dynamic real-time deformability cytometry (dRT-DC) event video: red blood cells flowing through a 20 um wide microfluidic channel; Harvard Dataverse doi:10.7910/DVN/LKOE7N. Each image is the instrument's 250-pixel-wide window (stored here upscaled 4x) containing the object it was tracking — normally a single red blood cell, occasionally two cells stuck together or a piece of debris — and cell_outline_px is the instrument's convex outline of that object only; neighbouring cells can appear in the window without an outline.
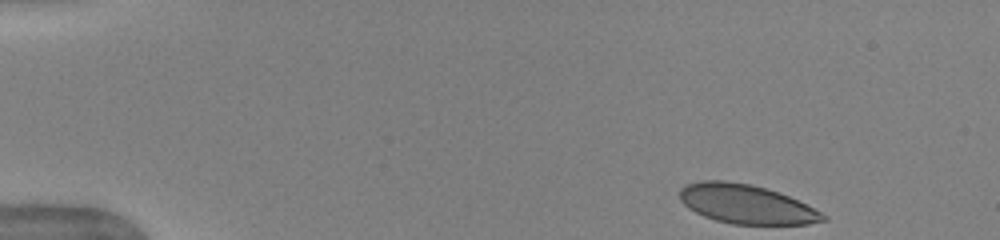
{"species": "human", "species_latin": "Homo sapiens", "temperature_condition": "warm", "stored_images_in_passage": 41, "camera_frame_rate_fps": 3000, "um_per_image_px": 0.085, "donor": {"sex": "female"}, "frame": {"image": 1, "passage_image": 1, "time_ms": 0.0, "image_size_px": [1000, 240], "cell_outline_px": [[828, 220], [808, 224], [732, 224], [716, 220], [704, 216], [688, 208], [680, 200], [680, 188], [688, 184], [700, 180], [724, 180], [752, 184], [788, 196], [828, 216]], "centroid_in_image_um": [63.4, 17.35], "position_along_channel_um": 21.6, "area_um2": 32.43}}
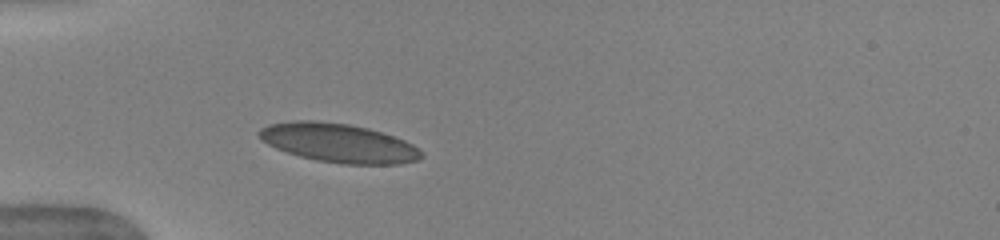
{"frame": {"image": 2, "passage_image": 11, "time_ms": 3.333, "image_size_px": [1000, 240], "cell_outline_px": [[424, 156], [416, 160], [400, 164], [344, 164], [316, 160], [300, 156], [276, 148], [268, 144], [256, 132], [260, 128], [268, 124], [292, 120], [316, 120], [348, 124], [368, 128], [404, 140], [412, 144]], "centroid_in_image_um": [28.74, 12.14], "position_along_channel_um": 56.3, "area_um2": 36.53}}
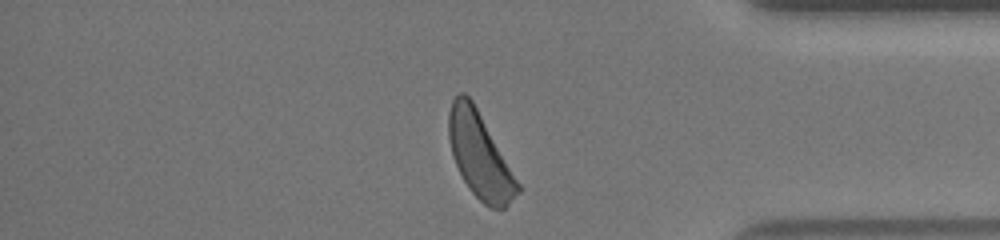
{"frame": {"image": 3, "passage_image": 39, "time_ms": 12.667, "image_size_px": [1000, 240], "cell_outline_px": [[520, 192], [504, 208], [488, 208], [468, 188], [452, 156], [448, 136], [448, 112], [452, 100], [460, 92], [464, 92], [472, 100], [520, 184]], "centroid_in_image_um": [40.76, 13.21], "position_along_channel_um": 394.4, "area_um2": 33.81}, "authors_computed_cell_mechanics": {"area_um2": 34.2176, "velocity_mm_per_s": 3.9119, "shape_relaxation_time_tau1_ms": 2.77, "shape_relaxation_time_tau2_ms": null, "deformation_change_tau1": 0.0998, "deformation_change_tau2": null}}